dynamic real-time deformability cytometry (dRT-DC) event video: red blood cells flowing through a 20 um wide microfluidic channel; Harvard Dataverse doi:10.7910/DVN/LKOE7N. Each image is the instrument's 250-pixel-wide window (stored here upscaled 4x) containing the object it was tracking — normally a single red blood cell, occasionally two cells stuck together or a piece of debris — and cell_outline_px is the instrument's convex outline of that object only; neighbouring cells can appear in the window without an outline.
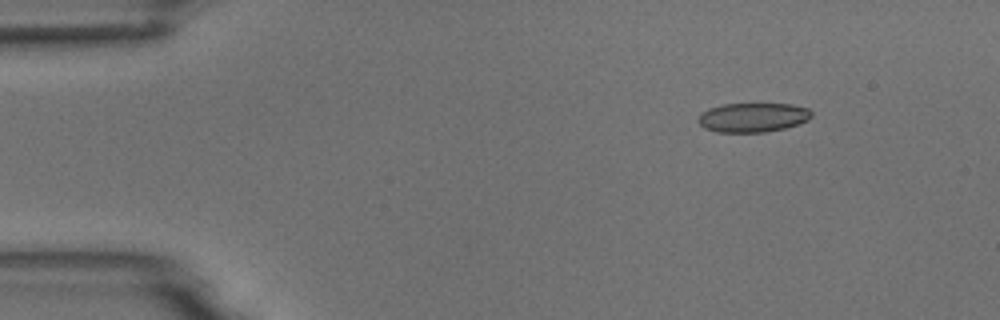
{"species": "common noctule bat (a hibernating species)", "species_latin": "Nyctalus noctula", "temperature_condition": "room temperature", "stored_images_in_passage": 6, "camera_frame_rate_fps": 3000, "um_per_image_px": 0.085, "animal": {"sex": "male", "body_mass_g": 18.8}, "frame": {"image": 1, "passage_image": 2, "time_ms": 2.0, "image_size_px": [1000, 320], "cell_outline_px": [[812, 116], [808, 120], [784, 128], [764, 132], [716, 132], [704, 128], [696, 120], [700, 112], [708, 108], [720, 104], [792, 104], [808, 108], [812, 112]], "centroid_in_image_um": [63.94, 9.97], "position_along_channel_um": 21.1, "area_um2": 19.48}}
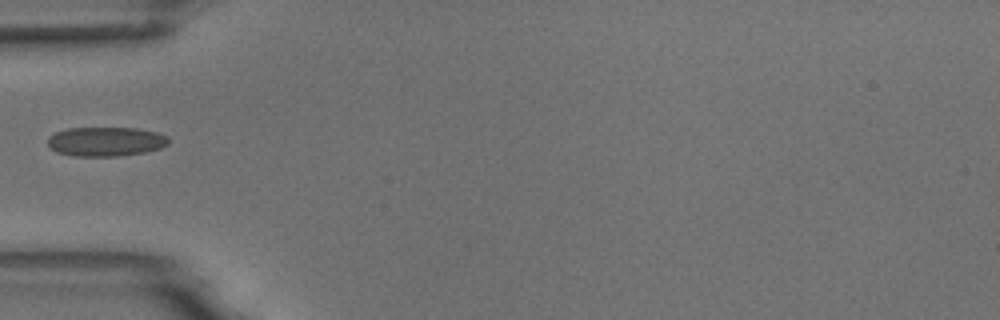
{"frame": {"image": 2, "passage_image": 5, "time_ms": 5.667, "image_size_px": [1000, 320], "cell_outline_px": [[168, 144], [160, 148], [144, 152], [116, 156], [76, 156], [56, 152], [48, 144], [48, 136], [56, 132], [68, 128], [136, 128], [156, 132], [168, 136]], "centroid_in_image_um": [8.98, 12.03], "position_along_channel_um": 76.0, "area_um2": 20.52}}